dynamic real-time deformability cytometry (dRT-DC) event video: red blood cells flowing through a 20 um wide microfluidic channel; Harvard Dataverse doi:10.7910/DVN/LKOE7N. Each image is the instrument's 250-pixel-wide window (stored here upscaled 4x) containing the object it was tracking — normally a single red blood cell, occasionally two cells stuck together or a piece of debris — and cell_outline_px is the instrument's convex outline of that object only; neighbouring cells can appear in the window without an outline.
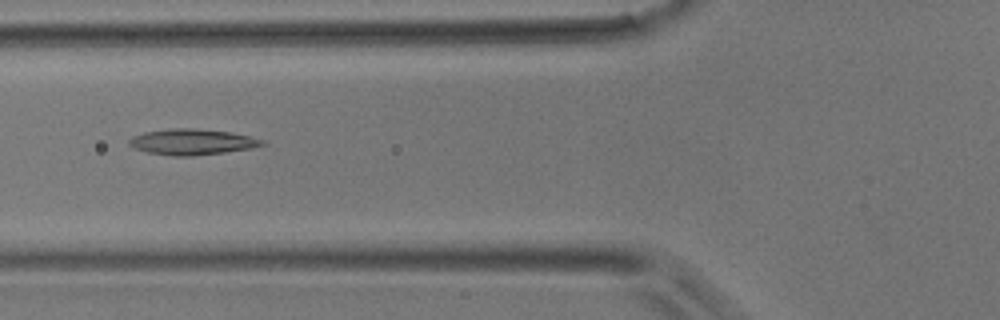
{"species": "common noctule bat (a hibernating species)", "species_latin": "Nyctalus noctula", "temperature_condition": "room temperature", "stored_images_in_passage": 5, "camera_frame_rate_fps": 3000, "um_per_image_px": 0.085, "animal": {"sex": "male", "body_mass_g": 17.9}, "frame": {"image": 1, "passage_image": 5, "time_ms": 1.333, "image_size_px": [1000, 320], "cell_outline_px": [[268, 144], [252, 148], [224, 152], [192, 156], [172, 156], [148, 152], [136, 148], [128, 144], [128, 140], [132, 136], [144, 132], [172, 128], [192, 128], [232, 132], [264, 140]], "centroid_in_image_um": [16.34, 12.06], "position_along_channel_um": 109.5, "area_um2": 20.0}}